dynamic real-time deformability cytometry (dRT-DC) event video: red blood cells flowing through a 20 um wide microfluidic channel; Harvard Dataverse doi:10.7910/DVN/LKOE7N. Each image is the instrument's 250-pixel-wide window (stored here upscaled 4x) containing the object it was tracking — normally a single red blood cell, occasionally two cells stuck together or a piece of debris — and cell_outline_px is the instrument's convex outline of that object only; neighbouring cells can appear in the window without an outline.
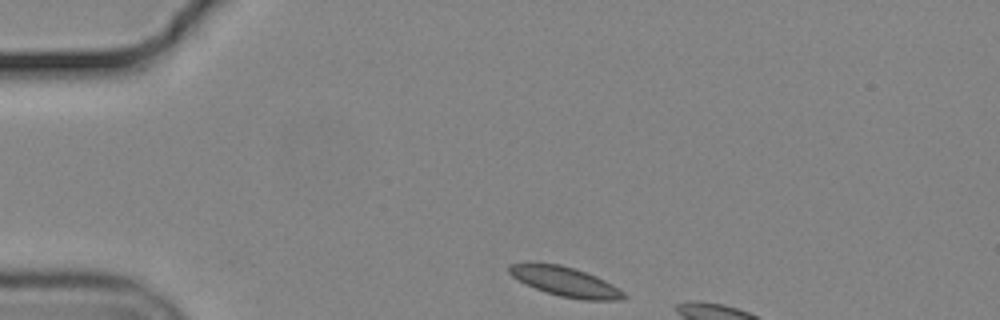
{"species": "common noctule bat (a hibernating species)", "species_latin": "Nyctalus noctula", "temperature_condition": "cold", "stored_images_in_passage": 6, "camera_frame_rate_fps": 3000, "um_per_image_px": 0.085, "animal": {"sex": "male", "body_mass_g": 19.2, "forearm_length_mm": 51.8}, "frame": {"image": 1, "passage_image": 1, "time_ms": 0.0, "image_size_px": [1000, 320], "cell_outline_px": [[628, 296], [624, 300], [584, 300], [560, 296], [544, 292], [512, 276], [508, 272], [508, 264], [528, 260], [560, 264], [576, 268], [596, 276], [612, 284], [624, 292]], "centroid_in_image_um": [48.01, 23.9], "position_along_channel_um": 37.0, "area_um2": 20.23}}